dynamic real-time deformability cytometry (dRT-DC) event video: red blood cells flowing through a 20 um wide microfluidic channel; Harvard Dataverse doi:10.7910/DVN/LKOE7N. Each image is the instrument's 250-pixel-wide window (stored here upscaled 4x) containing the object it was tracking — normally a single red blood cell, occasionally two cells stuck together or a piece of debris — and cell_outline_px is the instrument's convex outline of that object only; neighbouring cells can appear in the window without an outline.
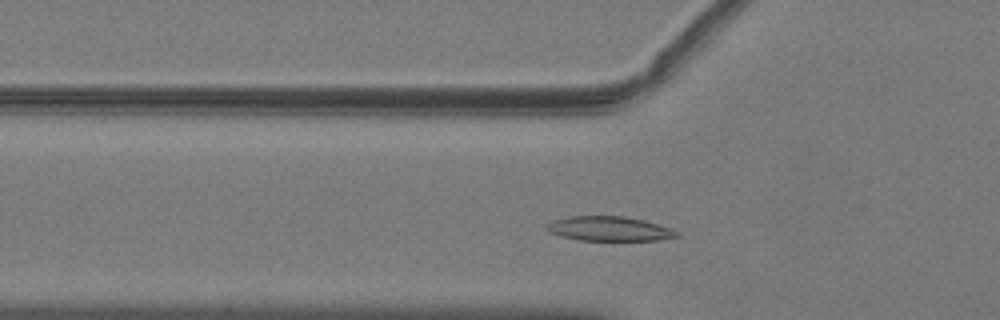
{"species": "common noctule bat (a hibernating species)", "species_latin": "Nyctalus noctula", "temperature_condition": "warm", "stored_images_in_passage": 41, "camera_frame_rate_fps": 3000, "um_per_image_px": 0.085, "animal": {"sex": "male", "body_mass_g": 19.2, "forearm_length_mm": 51.8}, "frame": {"image": 1, "passage_image": 7, "time_ms": 2.0, "image_size_px": [1000, 320], "cell_outline_px": [[680, 236], [656, 240], [580, 240], [560, 236], [544, 228], [552, 220], [568, 216], [620, 216], [644, 220], [672, 228], [680, 232]], "centroid_in_image_um": [51.8, 19.44], "position_along_channel_um": 74.0, "area_um2": 18.55}}
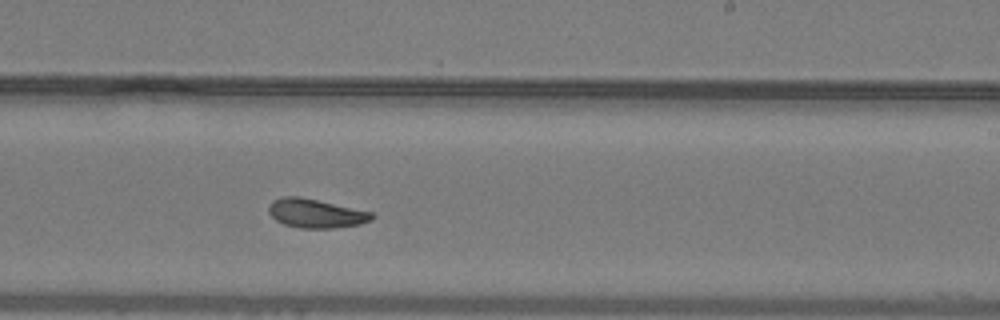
{"frame": {"image": 2, "passage_image": 21, "time_ms": 6.667, "image_size_px": [1000, 320], "cell_outline_px": [[376, 216], [372, 220], [360, 224], [332, 228], [300, 228], [284, 224], [276, 220], [268, 212], [268, 208], [272, 200], [284, 196], [296, 196], [316, 200], [372, 212]], "centroid_in_image_um": [26.84, 18.14], "position_along_channel_um": 262.2, "area_um2": 17.22}}
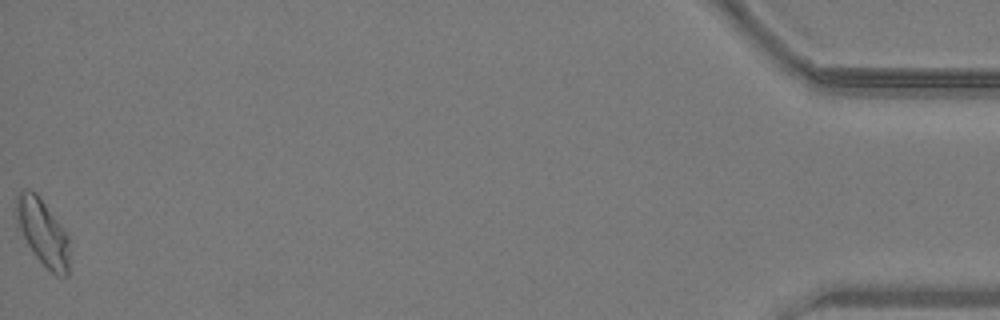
{"frame": {"image": 3, "passage_image": 41, "time_ms": 13.333, "image_size_px": [1000, 320], "cell_outline_px": [[68, 276], [56, 276], [36, 256], [28, 244], [16, 220], [16, 196], [20, 192], [28, 188], [36, 192], [68, 236]], "centroid_in_image_um": [3.63, 19.73], "position_along_channel_um": 431.6, "area_um2": 19.88}, "authors_computed_cell_mechanics": {"area_um2": 17.7446, "velocity_mm_per_s": 4.0189, "shape_relaxation_time_tau1_ms": 5.0432, "shape_relaxation_time_tau2_ms": 7.3513, "deformation_change_tau1": 0.1505, "deformation_change_tau2": 0.1171}}